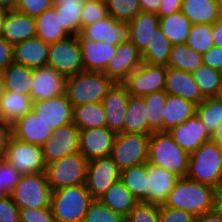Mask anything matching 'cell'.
Here are the masks:
<instances>
[{"label": "cell", "instance_id": "obj_5", "mask_svg": "<svg viewBox=\"0 0 222 222\" xmlns=\"http://www.w3.org/2000/svg\"><path fill=\"white\" fill-rule=\"evenodd\" d=\"M92 201L85 184L52 191L50 207L55 222H82Z\"/></svg>", "mask_w": 222, "mask_h": 222}, {"label": "cell", "instance_id": "obj_10", "mask_svg": "<svg viewBox=\"0 0 222 222\" xmlns=\"http://www.w3.org/2000/svg\"><path fill=\"white\" fill-rule=\"evenodd\" d=\"M21 175L45 173L46 162L42 146L17 140L13 136L3 157Z\"/></svg>", "mask_w": 222, "mask_h": 222}, {"label": "cell", "instance_id": "obj_67", "mask_svg": "<svg viewBox=\"0 0 222 222\" xmlns=\"http://www.w3.org/2000/svg\"><path fill=\"white\" fill-rule=\"evenodd\" d=\"M218 2H219L220 10L222 12V0H218Z\"/></svg>", "mask_w": 222, "mask_h": 222}, {"label": "cell", "instance_id": "obj_4", "mask_svg": "<svg viewBox=\"0 0 222 222\" xmlns=\"http://www.w3.org/2000/svg\"><path fill=\"white\" fill-rule=\"evenodd\" d=\"M147 163L182 178L188 172L189 154L174 142L168 132H154L149 138Z\"/></svg>", "mask_w": 222, "mask_h": 222}, {"label": "cell", "instance_id": "obj_45", "mask_svg": "<svg viewBox=\"0 0 222 222\" xmlns=\"http://www.w3.org/2000/svg\"><path fill=\"white\" fill-rule=\"evenodd\" d=\"M125 216L93 199L82 222H124Z\"/></svg>", "mask_w": 222, "mask_h": 222}, {"label": "cell", "instance_id": "obj_6", "mask_svg": "<svg viewBox=\"0 0 222 222\" xmlns=\"http://www.w3.org/2000/svg\"><path fill=\"white\" fill-rule=\"evenodd\" d=\"M88 163L80 152L47 163L45 173L51 190L85 184Z\"/></svg>", "mask_w": 222, "mask_h": 222}, {"label": "cell", "instance_id": "obj_11", "mask_svg": "<svg viewBox=\"0 0 222 222\" xmlns=\"http://www.w3.org/2000/svg\"><path fill=\"white\" fill-rule=\"evenodd\" d=\"M167 66L143 62L122 84L131 96L143 97L150 93L165 90Z\"/></svg>", "mask_w": 222, "mask_h": 222}, {"label": "cell", "instance_id": "obj_56", "mask_svg": "<svg viewBox=\"0 0 222 222\" xmlns=\"http://www.w3.org/2000/svg\"><path fill=\"white\" fill-rule=\"evenodd\" d=\"M12 137L11 123L0 118V158H3L10 138Z\"/></svg>", "mask_w": 222, "mask_h": 222}, {"label": "cell", "instance_id": "obj_23", "mask_svg": "<svg viewBox=\"0 0 222 222\" xmlns=\"http://www.w3.org/2000/svg\"><path fill=\"white\" fill-rule=\"evenodd\" d=\"M165 91L194 102L196 105L205 100L192 73L170 67H167Z\"/></svg>", "mask_w": 222, "mask_h": 222}, {"label": "cell", "instance_id": "obj_44", "mask_svg": "<svg viewBox=\"0 0 222 222\" xmlns=\"http://www.w3.org/2000/svg\"><path fill=\"white\" fill-rule=\"evenodd\" d=\"M213 24H193L190 28L186 45L199 54H204L214 45L212 39Z\"/></svg>", "mask_w": 222, "mask_h": 222}, {"label": "cell", "instance_id": "obj_61", "mask_svg": "<svg viewBox=\"0 0 222 222\" xmlns=\"http://www.w3.org/2000/svg\"><path fill=\"white\" fill-rule=\"evenodd\" d=\"M214 210L222 217V186L216 191Z\"/></svg>", "mask_w": 222, "mask_h": 222}, {"label": "cell", "instance_id": "obj_48", "mask_svg": "<svg viewBox=\"0 0 222 222\" xmlns=\"http://www.w3.org/2000/svg\"><path fill=\"white\" fill-rule=\"evenodd\" d=\"M160 205L138 202L125 217L126 222H159Z\"/></svg>", "mask_w": 222, "mask_h": 222}, {"label": "cell", "instance_id": "obj_38", "mask_svg": "<svg viewBox=\"0 0 222 222\" xmlns=\"http://www.w3.org/2000/svg\"><path fill=\"white\" fill-rule=\"evenodd\" d=\"M31 110L32 100L27 95L6 91L0 102V118L11 124Z\"/></svg>", "mask_w": 222, "mask_h": 222}, {"label": "cell", "instance_id": "obj_17", "mask_svg": "<svg viewBox=\"0 0 222 222\" xmlns=\"http://www.w3.org/2000/svg\"><path fill=\"white\" fill-rule=\"evenodd\" d=\"M129 38V23L118 21L111 16L96 23L85 26L78 39H88L111 45H117Z\"/></svg>", "mask_w": 222, "mask_h": 222}, {"label": "cell", "instance_id": "obj_21", "mask_svg": "<svg viewBox=\"0 0 222 222\" xmlns=\"http://www.w3.org/2000/svg\"><path fill=\"white\" fill-rule=\"evenodd\" d=\"M32 110L53 129L73 122V106L66 94L32 102Z\"/></svg>", "mask_w": 222, "mask_h": 222}, {"label": "cell", "instance_id": "obj_41", "mask_svg": "<svg viewBox=\"0 0 222 222\" xmlns=\"http://www.w3.org/2000/svg\"><path fill=\"white\" fill-rule=\"evenodd\" d=\"M196 115L206 127L207 132L213 136L222 123V96L205 98L196 106Z\"/></svg>", "mask_w": 222, "mask_h": 222}, {"label": "cell", "instance_id": "obj_34", "mask_svg": "<svg viewBox=\"0 0 222 222\" xmlns=\"http://www.w3.org/2000/svg\"><path fill=\"white\" fill-rule=\"evenodd\" d=\"M36 37L42 39L45 43L51 44L68 35L60 25L59 13L55 8H49L35 17Z\"/></svg>", "mask_w": 222, "mask_h": 222}, {"label": "cell", "instance_id": "obj_49", "mask_svg": "<svg viewBox=\"0 0 222 222\" xmlns=\"http://www.w3.org/2000/svg\"><path fill=\"white\" fill-rule=\"evenodd\" d=\"M21 174L4 158H0V195H10Z\"/></svg>", "mask_w": 222, "mask_h": 222}, {"label": "cell", "instance_id": "obj_18", "mask_svg": "<svg viewBox=\"0 0 222 222\" xmlns=\"http://www.w3.org/2000/svg\"><path fill=\"white\" fill-rule=\"evenodd\" d=\"M130 94L122 83H114L102 99L107 128L114 132H124L127 104Z\"/></svg>", "mask_w": 222, "mask_h": 222}, {"label": "cell", "instance_id": "obj_2", "mask_svg": "<svg viewBox=\"0 0 222 222\" xmlns=\"http://www.w3.org/2000/svg\"><path fill=\"white\" fill-rule=\"evenodd\" d=\"M186 177L219 189L222 186V143L211 139L189 154Z\"/></svg>", "mask_w": 222, "mask_h": 222}, {"label": "cell", "instance_id": "obj_33", "mask_svg": "<svg viewBox=\"0 0 222 222\" xmlns=\"http://www.w3.org/2000/svg\"><path fill=\"white\" fill-rule=\"evenodd\" d=\"M7 92L30 96L33 69L12 62L3 72Z\"/></svg>", "mask_w": 222, "mask_h": 222}, {"label": "cell", "instance_id": "obj_16", "mask_svg": "<svg viewBox=\"0 0 222 222\" xmlns=\"http://www.w3.org/2000/svg\"><path fill=\"white\" fill-rule=\"evenodd\" d=\"M66 77L49 66L33 69L32 102L47 100L65 94Z\"/></svg>", "mask_w": 222, "mask_h": 222}, {"label": "cell", "instance_id": "obj_37", "mask_svg": "<svg viewBox=\"0 0 222 222\" xmlns=\"http://www.w3.org/2000/svg\"><path fill=\"white\" fill-rule=\"evenodd\" d=\"M120 180L139 202H147V163H142L121 171Z\"/></svg>", "mask_w": 222, "mask_h": 222}, {"label": "cell", "instance_id": "obj_53", "mask_svg": "<svg viewBox=\"0 0 222 222\" xmlns=\"http://www.w3.org/2000/svg\"><path fill=\"white\" fill-rule=\"evenodd\" d=\"M19 210L11 195H0V222H20Z\"/></svg>", "mask_w": 222, "mask_h": 222}, {"label": "cell", "instance_id": "obj_36", "mask_svg": "<svg viewBox=\"0 0 222 222\" xmlns=\"http://www.w3.org/2000/svg\"><path fill=\"white\" fill-rule=\"evenodd\" d=\"M73 124L79 129L107 127L106 115L101 102L73 107Z\"/></svg>", "mask_w": 222, "mask_h": 222}, {"label": "cell", "instance_id": "obj_52", "mask_svg": "<svg viewBox=\"0 0 222 222\" xmlns=\"http://www.w3.org/2000/svg\"><path fill=\"white\" fill-rule=\"evenodd\" d=\"M196 216L184 210L160 205L159 222H195Z\"/></svg>", "mask_w": 222, "mask_h": 222}, {"label": "cell", "instance_id": "obj_68", "mask_svg": "<svg viewBox=\"0 0 222 222\" xmlns=\"http://www.w3.org/2000/svg\"><path fill=\"white\" fill-rule=\"evenodd\" d=\"M97 1H102V2H105V3H106L108 0H97Z\"/></svg>", "mask_w": 222, "mask_h": 222}, {"label": "cell", "instance_id": "obj_58", "mask_svg": "<svg viewBox=\"0 0 222 222\" xmlns=\"http://www.w3.org/2000/svg\"><path fill=\"white\" fill-rule=\"evenodd\" d=\"M138 2L143 12L157 14L161 6V0H138Z\"/></svg>", "mask_w": 222, "mask_h": 222}, {"label": "cell", "instance_id": "obj_20", "mask_svg": "<svg viewBox=\"0 0 222 222\" xmlns=\"http://www.w3.org/2000/svg\"><path fill=\"white\" fill-rule=\"evenodd\" d=\"M174 142L186 153L191 154L212 139L206 127L195 114L184 123L167 131Z\"/></svg>", "mask_w": 222, "mask_h": 222}, {"label": "cell", "instance_id": "obj_19", "mask_svg": "<svg viewBox=\"0 0 222 222\" xmlns=\"http://www.w3.org/2000/svg\"><path fill=\"white\" fill-rule=\"evenodd\" d=\"M12 136L17 140L42 146L54 130L33 110L15 120L12 124Z\"/></svg>", "mask_w": 222, "mask_h": 222}, {"label": "cell", "instance_id": "obj_51", "mask_svg": "<svg viewBox=\"0 0 222 222\" xmlns=\"http://www.w3.org/2000/svg\"><path fill=\"white\" fill-rule=\"evenodd\" d=\"M20 222H55L51 207L20 208Z\"/></svg>", "mask_w": 222, "mask_h": 222}, {"label": "cell", "instance_id": "obj_42", "mask_svg": "<svg viewBox=\"0 0 222 222\" xmlns=\"http://www.w3.org/2000/svg\"><path fill=\"white\" fill-rule=\"evenodd\" d=\"M192 75L204 98L221 95L222 80L218 70L202 64Z\"/></svg>", "mask_w": 222, "mask_h": 222}, {"label": "cell", "instance_id": "obj_40", "mask_svg": "<svg viewBox=\"0 0 222 222\" xmlns=\"http://www.w3.org/2000/svg\"><path fill=\"white\" fill-rule=\"evenodd\" d=\"M202 64V54L192 50L186 43L172 45L167 67L192 73Z\"/></svg>", "mask_w": 222, "mask_h": 222}, {"label": "cell", "instance_id": "obj_46", "mask_svg": "<svg viewBox=\"0 0 222 222\" xmlns=\"http://www.w3.org/2000/svg\"><path fill=\"white\" fill-rule=\"evenodd\" d=\"M108 15L118 21L132 20L141 10L138 0H108Z\"/></svg>", "mask_w": 222, "mask_h": 222}, {"label": "cell", "instance_id": "obj_30", "mask_svg": "<svg viewBox=\"0 0 222 222\" xmlns=\"http://www.w3.org/2000/svg\"><path fill=\"white\" fill-rule=\"evenodd\" d=\"M85 0H54V8L59 13L60 25L68 36L81 33V11Z\"/></svg>", "mask_w": 222, "mask_h": 222}, {"label": "cell", "instance_id": "obj_66", "mask_svg": "<svg viewBox=\"0 0 222 222\" xmlns=\"http://www.w3.org/2000/svg\"><path fill=\"white\" fill-rule=\"evenodd\" d=\"M219 75L221 76V80H222V66L219 68Z\"/></svg>", "mask_w": 222, "mask_h": 222}, {"label": "cell", "instance_id": "obj_24", "mask_svg": "<svg viewBox=\"0 0 222 222\" xmlns=\"http://www.w3.org/2000/svg\"><path fill=\"white\" fill-rule=\"evenodd\" d=\"M84 71L103 72L115 54L116 45L79 39Z\"/></svg>", "mask_w": 222, "mask_h": 222}, {"label": "cell", "instance_id": "obj_39", "mask_svg": "<svg viewBox=\"0 0 222 222\" xmlns=\"http://www.w3.org/2000/svg\"><path fill=\"white\" fill-rule=\"evenodd\" d=\"M152 34L153 37L150 39L148 47L142 53L143 62L167 66L172 44L159 26Z\"/></svg>", "mask_w": 222, "mask_h": 222}, {"label": "cell", "instance_id": "obj_28", "mask_svg": "<svg viewBox=\"0 0 222 222\" xmlns=\"http://www.w3.org/2000/svg\"><path fill=\"white\" fill-rule=\"evenodd\" d=\"M180 11L193 24H214L222 15L218 0H183Z\"/></svg>", "mask_w": 222, "mask_h": 222}, {"label": "cell", "instance_id": "obj_64", "mask_svg": "<svg viewBox=\"0 0 222 222\" xmlns=\"http://www.w3.org/2000/svg\"><path fill=\"white\" fill-rule=\"evenodd\" d=\"M212 139L222 143V123L216 129Z\"/></svg>", "mask_w": 222, "mask_h": 222}, {"label": "cell", "instance_id": "obj_54", "mask_svg": "<svg viewBox=\"0 0 222 222\" xmlns=\"http://www.w3.org/2000/svg\"><path fill=\"white\" fill-rule=\"evenodd\" d=\"M203 64L213 69L219 70L222 66V48L213 46L203 55Z\"/></svg>", "mask_w": 222, "mask_h": 222}, {"label": "cell", "instance_id": "obj_13", "mask_svg": "<svg viewBox=\"0 0 222 222\" xmlns=\"http://www.w3.org/2000/svg\"><path fill=\"white\" fill-rule=\"evenodd\" d=\"M142 63V54L129 39H124L116 45L115 54L103 73L114 83H122Z\"/></svg>", "mask_w": 222, "mask_h": 222}, {"label": "cell", "instance_id": "obj_62", "mask_svg": "<svg viewBox=\"0 0 222 222\" xmlns=\"http://www.w3.org/2000/svg\"><path fill=\"white\" fill-rule=\"evenodd\" d=\"M18 0H0V8L8 11L15 10Z\"/></svg>", "mask_w": 222, "mask_h": 222}, {"label": "cell", "instance_id": "obj_3", "mask_svg": "<svg viewBox=\"0 0 222 222\" xmlns=\"http://www.w3.org/2000/svg\"><path fill=\"white\" fill-rule=\"evenodd\" d=\"M114 82L103 72L81 71L67 77L65 94L73 107L99 103Z\"/></svg>", "mask_w": 222, "mask_h": 222}, {"label": "cell", "instance_id": "obj_15", "mask_svg": "<svg viewBox=\"0 0 222 222\" xmlns=\"http://www.w3.org/2000/svg\"><path fill=\"white\" fill-rule=\"evenodd\" d=\"M116 136L117 133L107 127L80 130L79 152L88 161L110 156Z\"/></svg>", "mask_w": 222, "mask_h": 222}, {"label": "cell", "instance_id": "obj_60", "mask_svg": "<svg viewBox=\"0 0 222 222\" xmlns=\"http://www.w3.org/2000/svg\"><path fill=\"white\" fill-rule=\"evenodd\" d=\"M195 222H222V217L215 210H212L197 216Z\"/></svg>", "mask_w": 222, "mask_h": 222}, {"label": "cell", "instance_id": "obj_14", "mask_svg": "<svg viewBox=\"0 0 222 222\" xmlns=\"http://www.w3.org/2000/svg\"><path fill=\"white\" fill-rule=\"evenodd\" d=\"M79 143L80 130L73 122L55 129L52 137L42 145L46 164L79 152Z\"/></svg>", "mask_w": 222, "mask_h": 222}, {"label": "cell", "instance_id": "obj_31", "mask_svg": "<svg viewBox=\"0 0 222 222\" xmlns=\"http://www.w3.org/2000/svg\"><path fill=\"white\" fill-rule=\"evenodd\" d=\"M98 200L125 217L139 202L121 180L112 184Z\"/></svg>", "mask_w": 222, "mask_h": 222}, {"label": "cell", "instance_id": "obj_1", "mask_svg": "<svg viewBox=\"0 0 222 222\" xmlns=\"http://www.w3.org/2000/svg\"><path fill=\"white\" fill-rule=\"evenodd\" d=\"M217 189L187 177L179 178L163 206L184 210L196 217L214 210Z\"/></svg>", "mask_w": 222, "mask_h": 222}, {"label": "cell", "instance_id": "obj_9", "mask_svg": "<svg viewBox=\"0 0 222 222\" xmlns=\"http://www.w3.org/2000/svg\"><path fill=\"white\" fill-rule=\"evenodd\" d=\"M47 66L66 78L84 71L78 36H67L49 44Z\"/></svg>", "mask_w": 222, "mask_h": 222}, {"label": "cell", "instance_id": "obj_22", "mask_svg": "<svg viewBox=\"0 0 222 222\" xmlns=\"http://www.w3.org/2000/svg\"><path fill=\"white\" fill-rule=\"evenodd\" d=\"M49 44L38 37L13 45V60L31 69L47 66Z\"/></svg>", "mask_w": 222, "mask_h": 222}, {"label": "cell", "instance_id": "obj_63", "mask_svg": "<svg viewBox=\"0 0 222 222\" xmlns=\"http://www.w3.org/2000/svg\"><path fill=\"white\" fill-rule=\"evenodd\" d=\"M8 10L0 8V37L2 34V30H3V26H4V22L7 16Z\"/></svg>", "mask_w": 222, "mask_h": 222}, {"label": "cell", "instance_id": "obj_12", "mask_svg": "<svg viewBox=\"0 0 222 222\" xmlns=\"http://www.w3.org/2000/svg\"><path fill=\"white\" fill-rule=\"evenodd\" d=\"M121 170L111 156L89 161L86 187L93 199H98L107 189L120 180Z\"/></svg>", "mask_w": 222, "mask_h": 222}, {"label": "cell", "instance_id": "obj_50", "mask_svg": "<svg viewBox=\"0 0 222 222\" xmlns=\"http://www.w3.org/2000/svg\"><path fill=\"white\" fill-rule=\"evenodd\" d=\"M54 6V0H18L15 10L31 17H37Z\"/></svg>", "mask_w": 222, "mask_h": 222}, {"label": "cell", "instance_id": "obj_35", "mask_svg": "<svg viewBox=\"0 0 222 222\" xmlns=\"http://www.w3.org/2000/svg\"><path fill=\"white\" fill-rule=\"evenodd\" d=\"M192 23L181 12L159 17V27L172 45L186 43Z\"/></svg>", "mask_w": 222, "mask_h": 222}, {"label": "cell", "instance_id": "obj_27", "mask_svg": "<svg viewBox=\"0 0 222 222\" xmlns=\"http://www.w3.org/2000/svg\"><path fill=\"white\" fill-rule=\"evenodd\" d=\"M129 40L142 54L153 37V31L159 26V16L155 13L140 11L129 22Z\"/></svg>", "mask_w": 222, "mask_h": 222}, {"label": "cell", "instance_id": "obj_55", "mask_svg": "<svg viewBox=\"0 0 222 222\" xmlns=\"http://www.w3.org/2000/svg\"><path fill=\"white\" fill-rule=\"evenodd\" d=\"M13 60V44L0 37V72H3Z\"/></svg>", "mask_w": 222, "mask_h": 222}, {"label": "cell", "instance_id": "obj_65", "mask_svg": "<svg viewBox=\"0 0 222 222\" xmlns=\"http://www.w3.org/2000/svg\"><path fill=\"white\" fill-rule=\"evenodd\" d=\"M5 92H6V88H5L4 76H3V73L0 72V102Z\"/></svg>", "mask_w": 222, "mask_h": 222}, {"label": "cell", "instance_id": "obj_8", "mask_svg": "<svg viewBox=\"0 0 222 222\" xmlns=\"http://www.w3.org/2000/svg\"><path fill=\"white\" fill-rule=\"evenodd\" d=\"M149 138L140 133L117 134L110 156L121 171L148 162Z\"/></svg>", "mask_w": 222, "mask_h": 222}, {"label": "cell", "instance_id": "obj_25", "mask_svg": "<svg viewBox=\"0 0 222 222\" xmlns=\"http://www.w3.org/2000/svg\"><path fill=\"white\" fill-rule=\"evenodd\" d=\"M148 195L147 202L163 205L179 177L161 167L147 163Z\"/></svg>", "mask_w": 222, "mask_h": 222}, {"label": "cell", "instance_id": "obj_59", "mask_svg": "<svg viewBox=\"0 0 222 222\" xmlns=\"http://www.w3.org/2000/svg\"><path fill=\"white\" fill-rule=\"evenodd\" d=\"M212 39L215 46L222 48V15L213 24Z\"/></svg>", "mask_w": 222, "mask_h": 222}, {"label": "cell", "instance_id": "obj_43", "mask_svg": "<svg viewBox=\"0 0 222 222\" xmlns=\"http://www.w3.org/2000/svg\"><path fill=\"white\" fill-rule=\"evenodd\" d=\"M168 93L165 90L143 96L147 109L149 129L154 132H164L163 109Z\"/></svg>", "mask_w": 222, "mask_h": 222}, {"label": "cell", "instance_id": "obj_29", "mask_svg": "<svg viewBox=\"0 0 222 222\" xmlns=\"http://www.w3.org/2000/svg\"><path fill=\"white\" fill-rule=\"evenodd\" d=\"M196 104L180 96L168 94L164 109V132L184 123L196 114Z\"/></svg>", "mask_w": 222, "mask_h": 222}, {"label": "cell", "instance_id": "obj_32", "mask_svg": "<svg viewBox=\"0 0 222 222\" xmlns=\"http://www.w3.org/2000/svg\"><path fill=\"white\" fill-rule=\"evenodd\" d=\"M124 133H140L151 135L146 105L142 97L131 96L127 104Z\"/></svg>", "mask_w": 222, "mask_h": 222}, {"label": "cell", "instance_id": "obj_57", "mask_svg": "<svg viewBox=\"0 0 222 222\" xmlns=\"http://www.w3.org/2000/svg\"><path fill=\"white\" fill-rule=\"evenodd\" d=\"M182 1L183 0H161V6L157 15L164 17L180 11Z\"/></svg>", "mask_w": 222, "mask_h": 222}, {"label": "cell", "instance_id": "obj_47", "mask_svg": "<svg viewBox=\"0 0 222 222\" xmlns=\"http://www.w3.org/2000/svg\"><path fill=\"white\" fill-rule=\"evenodd\" d=\"M107 4L97 0H85L81 11V31L85 26L108 17Z\"/></svg>", "mask_w": 222, "mask_h": 222}, {"label": "cell", "instance_id": "obj_7", "mask_svg": "<svg viewBox=\"0 0 222 222\" xmlns=\"http://www.w3.org/2000/svg\"><path fill=\"white\" fill-rule=\"evenodd\" d=\"M10 195L19 208H46L50 207L52 190L46 173H35L22 175Z\"/></svg>", "mask_w": 222, "mask_h": 222}, {"label": "cell", "instance_id": "obj_26", "mask_svg": "<svg viewBox=\"0 0 222 222\" xmlns=\"http://www.w3.org/2000/svg\"><path fill=\"white\" fill-rule=\"evenodd\" d=\"M1 37L13 45L36 37L35 17L16 10L8 11Z\"/></svg>", "mask_w": 222, "mask_h": 222}]
</instances>
